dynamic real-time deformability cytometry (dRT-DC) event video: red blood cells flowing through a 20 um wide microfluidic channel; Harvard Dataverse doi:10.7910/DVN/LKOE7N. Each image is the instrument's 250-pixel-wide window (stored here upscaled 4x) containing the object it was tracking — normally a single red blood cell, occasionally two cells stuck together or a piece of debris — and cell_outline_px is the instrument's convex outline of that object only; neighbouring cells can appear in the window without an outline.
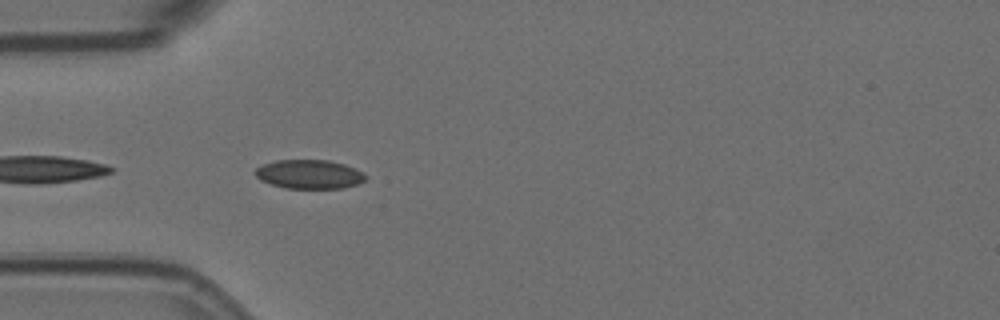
{"species": "Egyptian fruit bat (a non-hibernating species)", "species_latin": "Rousettus aegyptiacus", "temperature_condition": "room temperature", "stored_images_in_passage": 42, "camera_frame_rate_fps": 3000, "um_per_image_px": 0.085, "animal": {"sex": "female"}, "frame": {"image": 1, "passage_image": 2, "time_ms": 0.333, "image_size_px": [1000, 320], "cell_outline_px": [[368, 176], [364, 180], [356, 184], [344, 188], [284, 188], [260, 180], [256, 176], [256, 168], [264, 164], [276, 160], [328, 160], [344, 164], [356, 168], [364, 172]], "centroid_in_image_um": [26.32, 14.81], "position_along_channel_um": 58.7, "area_um2": 18.61}}
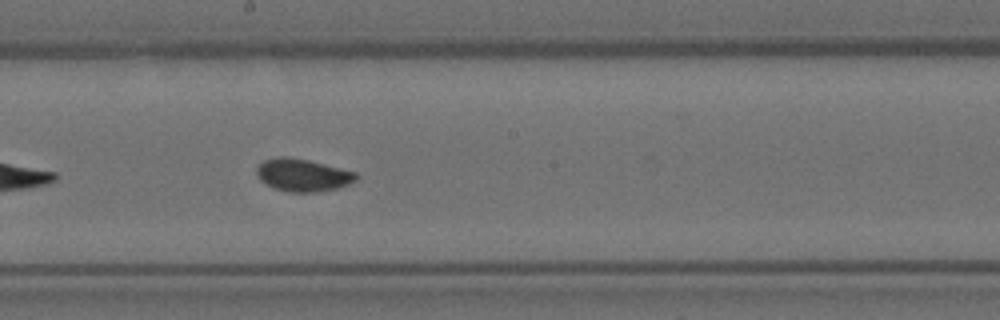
{"frame": {"image": 2, "passage_image": 16, "time_ms": 5.0, "image_size_px": [1000, 320], "cell_outline_px": [[360, 176], [356, 180], [348, 184], [336, 188], [320, 192], [288, 192], [272, 188], [264, 184], [260, 180], [256, 172], [256, 168], [264, 160], [284, 156], [308, 160], [356, 172]], "centroid_in_image_um": [25.72, 14.9], "position_along_channel_um": 222.5, "area_um2": 18.9}}
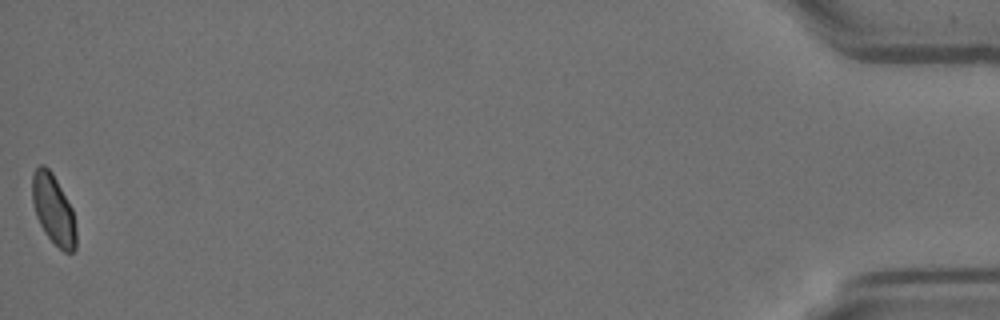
{"frame": {"image": 3, "passage_image": 42, "time_ms": 13.667, "image_size_px": [1000, 320], "cell_outline_px": [[76, 248], [72, 252], [64, 252], [44, 232], [36, 216], [32, 200], [32, 172], [40, 164], [44, 164], [52, 172], [72, 208], [76, 228]], "centroid_in_image_um": [4.53, 17.78], "position_along_channel_um": 430.7, "area_um2": 17.8}, "authors_computed_cell_mechanics": {"area_um2": 18.5538, "velocity_mm_per_s": 3.5611, "shape_relaxation_time_tau1_ms": 4.5462, "shape_relaxation_time_tau2_ms": null, "deformation_change_tau1": 0.0886, "deformation_change_tau2": null}}